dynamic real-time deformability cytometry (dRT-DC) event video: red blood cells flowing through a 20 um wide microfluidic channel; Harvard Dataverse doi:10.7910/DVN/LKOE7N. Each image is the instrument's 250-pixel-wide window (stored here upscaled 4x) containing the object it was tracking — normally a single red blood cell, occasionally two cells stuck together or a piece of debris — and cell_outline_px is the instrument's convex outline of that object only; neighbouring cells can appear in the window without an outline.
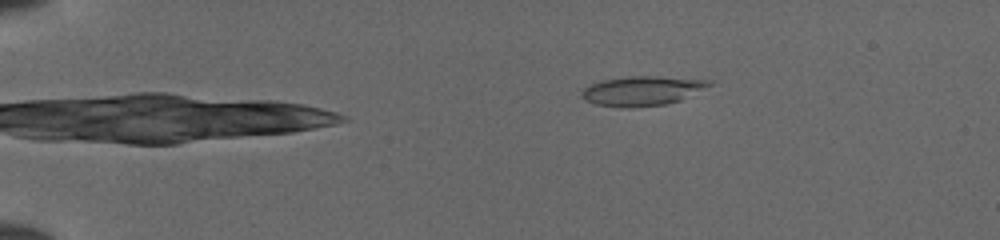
{"species": "common noctule bat (a hibernating species)", "species_latin": "Nyctalus noctula", "temperature_condition": "cold", "stored_images_in_passage": 11, "camera_frame_rate_fps": 3000, "um_per_image_px": 0.085, "animal": {"sex": "female", "body_mass_g": 19.5, "forearm_length_mm": 54.1}, "frame": {"image": 1, "passage_image": 1, "time_ms": 0.0, "image_size_px": [1000, 240], "cell_outline_px": [[296, 128], [276, 132], [240, 132], [188, 104], [268, 104]], "centroid_in_image_um": [21.0, 9.95], "position_along_channel_um": 64.0, "area_um2": 13.87}}
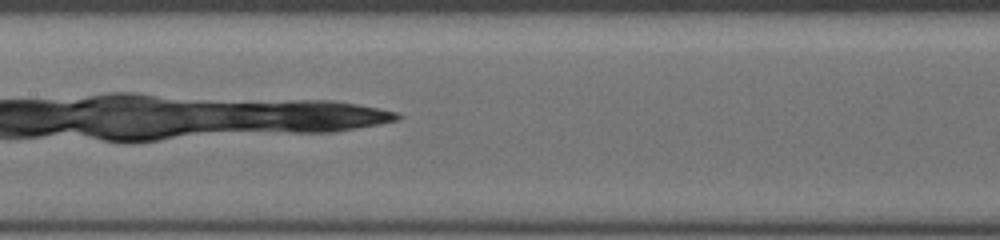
{"frame": {"image": 2, "passage_image": 10, "time_ms": 3.0, "image_size_px": [1000, 240], "cell_outline_px": [[392, 116], [380, 120], [360, 124], [332, 128], [292, 128], [216, 124], [228, 108], [232, 104], [300, 104], [360, 108], [384, 112]], "centroid_in_image_um": [25.34, 9.86], "position_along_channel_um": 182.1, "area_um2": 23.7}}